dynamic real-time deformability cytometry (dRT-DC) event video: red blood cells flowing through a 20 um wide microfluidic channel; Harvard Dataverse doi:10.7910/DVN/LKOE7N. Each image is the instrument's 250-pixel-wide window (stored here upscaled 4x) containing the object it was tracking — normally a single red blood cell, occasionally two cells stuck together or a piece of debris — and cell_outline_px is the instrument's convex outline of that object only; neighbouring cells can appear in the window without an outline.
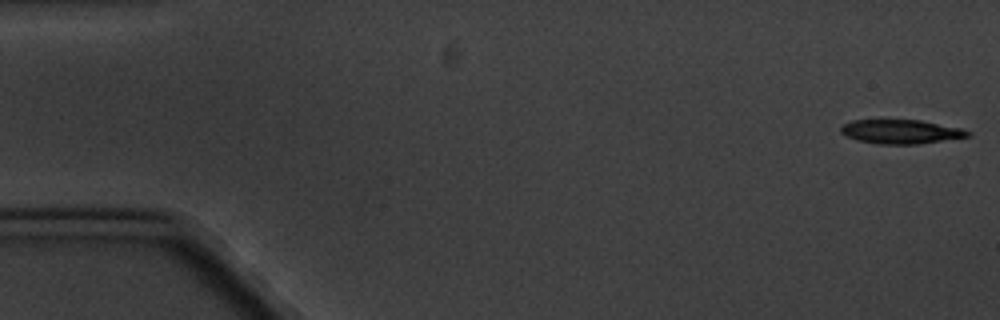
{"species": "common noctule bat (a hibernating species)", "species_latin": "Nyctalus noctula", "temperature_condition": "cold", "stored_images_in_passage": 5, "camera_frame_rate_fps": 3000, "um_per_image_px": 0.085, "animal": {"sex": "male", "body_mass_g": 20.1, "forearm_length_mm": 53.5}, "frame": {"image": 1, "passage_image": 1, "time_ms": 0.0, "image_size_px": [1000, 320], "cell_outline_px": [[972, 136], [916, 144], [880, 144], [856, 140], [844, 136], [840, 132], [840, 128], [844, 124], [852, 120], [920, 120], [960, 128], [972, 132]], "centroid_in_image_um": [76.55, 11.19], "position_along_channel_um": 8.4, "area_um2": 17.8}}
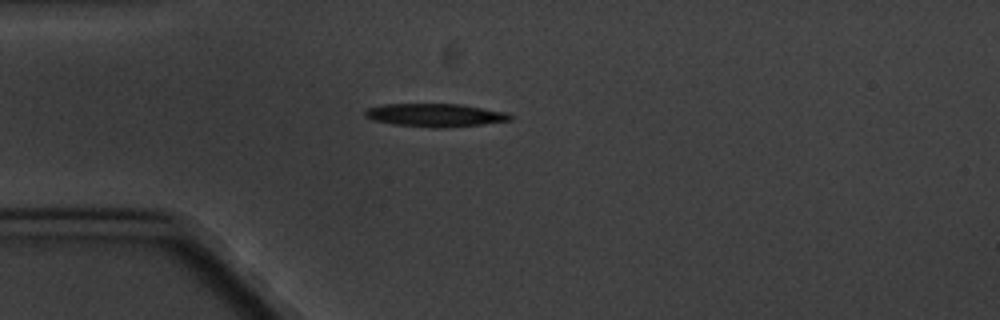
{"frame": {"image": 2, "passage_image": 5, "time_ms": 4.667, "image_size_px": [1000, 320], "cell_outline_px": [[512, 120], [480, 124], [444, 128], [432, 128], [392, 124], [372, 120], [364, 116], [364, 112], [368, 108], [384, 104], [460, 104], [508, 112], [512, 116]], "centroid_in_image_um": [36.98, 9.79], "position_along_channel_um": 48.0, "area_um2": 19.65}}